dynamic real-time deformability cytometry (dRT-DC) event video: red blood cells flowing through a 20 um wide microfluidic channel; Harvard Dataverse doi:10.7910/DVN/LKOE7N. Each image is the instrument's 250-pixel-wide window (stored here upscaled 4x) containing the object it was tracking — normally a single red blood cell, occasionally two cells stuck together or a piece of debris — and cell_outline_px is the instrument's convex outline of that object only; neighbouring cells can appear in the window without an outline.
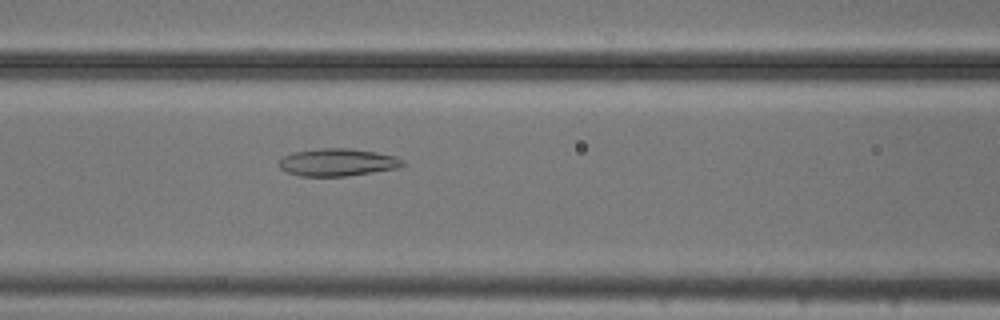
{"species": "common noctule bat (a hibernating species)", "species_latin": "Nyctalus noctula", "temperature_condition": "cold", "stored_images_in_passage": 53, "camera_frame_rate_fps": 3000, "um_per_image_px": 0.085, "animal": {"sex": "male", "body_mass_g": 20.5, "forearm_length_mm": 52.5}, "frame": {"image": 1, "passage_image": 22, "time_ms": 7.0, "image_size_px": [1000, 320], "cell_outline_px": [[408, 164], [396, 168], [372, 172], [344, 176], [300, 176], [288, 172], [280, 168], [276, 164], [284, 156], [292, 152], [320, 148], [348, 148], [376, 152], [396, 156], [404, 160]], "centroid_in_image_um": [28.69, 13.79], "position_along_channel_um": 137.9, "area_um2": 19.88}}
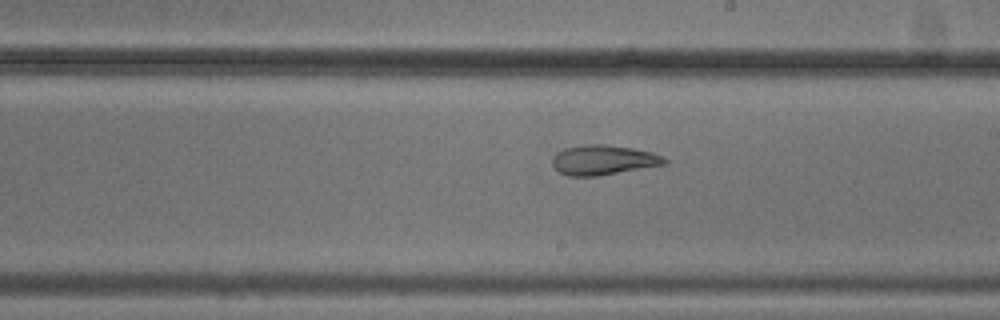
{"frame": {"image": 2, "passage_image": 30, "time_ms": 9.667, "image_size_px": [1000, 320], "cell_outline_px": [[668, 164], [596, 176], [568, 176], [560, 172], [552, 164], [552, 156], [556, 152], [564, 148], [588, 144], [604, 144], [632, 148], [652, 152], [668, 160]], "centroid_in_image_um": [51.27, 13.59], "position_along_channel_um": 237.7, "area_um2": 19.48}}
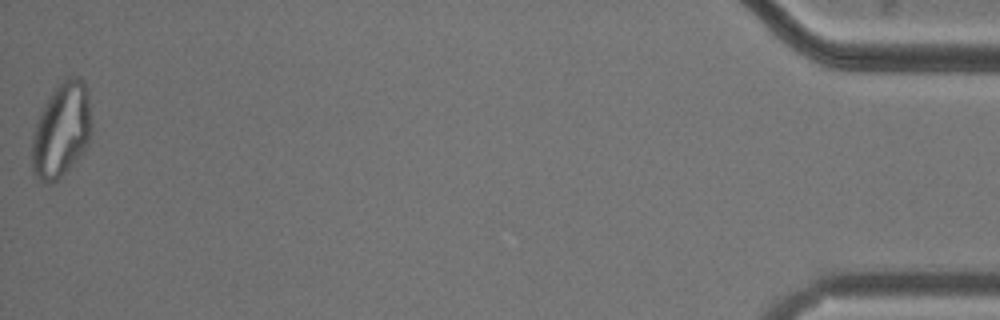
{"frame": {"image": 3, "passage_image": 53, "time_ms": 17.333, "image_size_px": [1000, 320], "cell_outline_px": [[92, 132], [88, 144], [84, 152], [52, 184], [44, 184], [32, 172], [32, 136], [40, 112], [52, 92], [60, 80], [68, 76], [76, 76], [84, 80], [88, 92], [92, 124]], "centroid_in_image_um": [5.24, 11.04], "position_along_channel_um": 430.0, "area_um2": 33.18}, "authors_computed_cell_mechanics": {"area_um2": 26.5302, "velocity_mm_per_s": 3.7441, "shape_relaxation_time_tau1_ms": null, "shape_relaxation_time_tau2_ms": 2.4416, "deformation_change_tau1": null, "deformation_change_tau2": 0.0956}}